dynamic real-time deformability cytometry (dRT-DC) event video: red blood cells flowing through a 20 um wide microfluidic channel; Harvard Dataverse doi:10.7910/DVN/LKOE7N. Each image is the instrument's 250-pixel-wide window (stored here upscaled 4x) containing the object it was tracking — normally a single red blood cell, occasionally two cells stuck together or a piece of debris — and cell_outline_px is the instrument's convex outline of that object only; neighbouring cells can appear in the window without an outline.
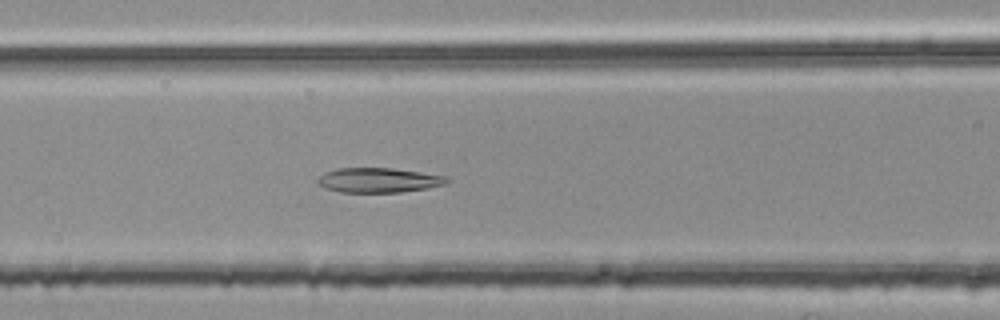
{"species": "common noctule bat (a hibernating species)", "species_latin": "Nyctalus noctula", "temperature_condition": "room temperature", "stored_images_in_passage": 43, "camera_frame_rate_fps": 3000, "um_per_image_px": 0.085, "animal": {"sex": "female", "body_mass_g": 25.1}, "frame": {"image": 1, "passage_image": 13, "time_ms": 4.0, "image_size_px": [1000, 320], "cell_outline_px": [[452, 180], [448, 184], [428, 188], [400, 192], [340, 192], [324, 188], [316, 180], [324, 172], [336, 168], [392, 168], [448, 176]], "centroid_in_image_um": [32.23, 15.31], "position_along_channel_um": 134.4, "area_um2": 18.79}}
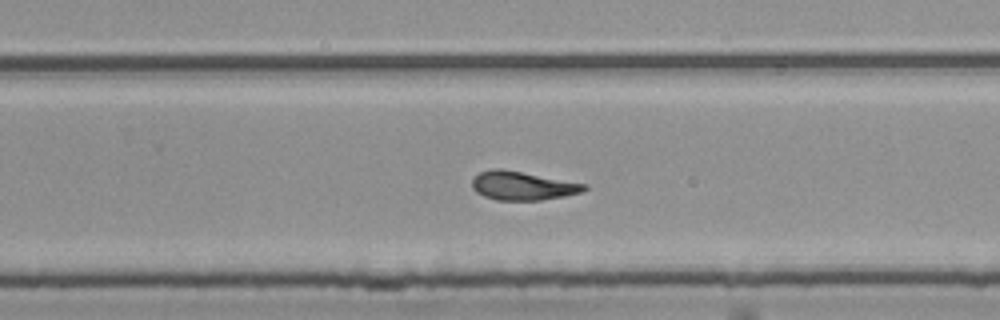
{"frame": {"image": 2, "passage_image": 25, "time_ms": 8.0, "image_size_px": [1000, 320], "cell_outline_px": [[588, 188], [580, 192], [564, 196], [540, 200], [496, 200], [484, 196], [476, 192], [472, 188], [472, 176], [480, 172], [492, 168], [500, 168], [588, 184]], "centroid_in_image_um": [44.38, 15.78], "position_along_channel_um": 285.4, "area_um2": 18.79}}
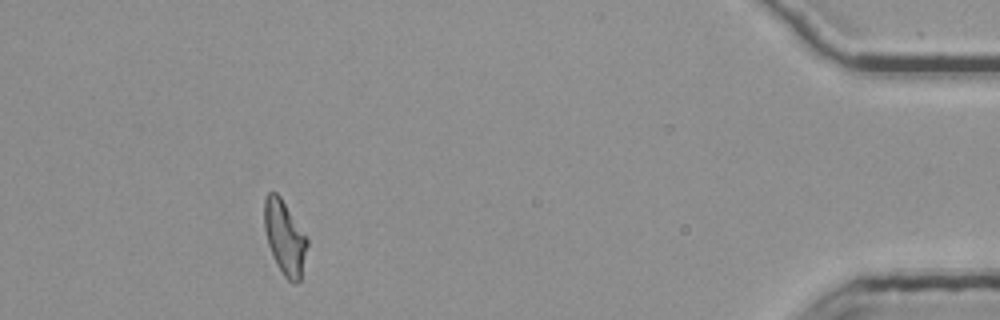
{"frame": {"image": 3, "passage_image": 40, "time_ms": 13.0, "image_size_px": [1000, 320], "cell_outline_px": [[308, 244], [300, 280], [296, 284], [292, 284], [284, 276], [276, 264], [272, 256], [268, 244], [264, 228], [264, 200], [268, 192], [276, 192], [280, 196], [308, 236]], "centroid_in_image_um": [24.21, 20.19], "position_along_channel_um": 411.0, "area_um2": 18.79}, "authors_computed_cell_mechanics": {"area_um2": 18.785, "velocity_mm_per_s": 3.793, "shape_relaxation_time_tau1_ms": null, "shape_relaxation_time_tau2_ms": 3.0198, "deformation_change_tau1": null, "deformation_change_tau2": 0.1055}}